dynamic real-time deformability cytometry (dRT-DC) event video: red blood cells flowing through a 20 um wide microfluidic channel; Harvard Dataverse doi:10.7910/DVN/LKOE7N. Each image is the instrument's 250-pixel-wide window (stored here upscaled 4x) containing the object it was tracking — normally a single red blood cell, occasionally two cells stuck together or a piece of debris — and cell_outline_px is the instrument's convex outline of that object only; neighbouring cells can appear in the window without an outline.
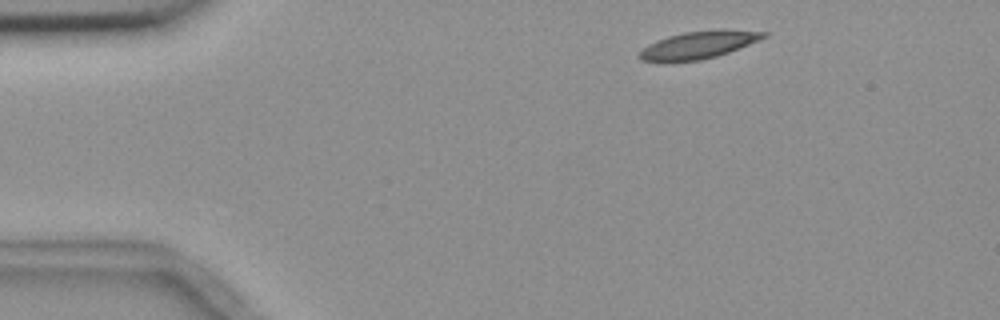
{"species": "common noctule bat (a hibernating species)", "species_latin": "Nyctalus noctula", "temperature_condition": "room temperature", "stored_images_in_passage": 3, "camera_frame_rate_fps": 3000, "um_per_image_px": 0.085, "animal": {"sex": "female", "body_mass_g": 18.4}, "frame": {"image": 1, "passage_image": 1, "time_ms": 0.0, "image_size_px": [1000, 320], "cell_outline_px": [[768, 36], [728, 52], [716, 56], [700, 60], [640, 60], [636, 56], [648, 44], [656, 40], [668, 36], [684, 32], [720, 28], [768, 32]], "centroid_in_image_um": [59.41, 3.77], "position_along_channel_um": 25.6, "area_um2": 19.59}}